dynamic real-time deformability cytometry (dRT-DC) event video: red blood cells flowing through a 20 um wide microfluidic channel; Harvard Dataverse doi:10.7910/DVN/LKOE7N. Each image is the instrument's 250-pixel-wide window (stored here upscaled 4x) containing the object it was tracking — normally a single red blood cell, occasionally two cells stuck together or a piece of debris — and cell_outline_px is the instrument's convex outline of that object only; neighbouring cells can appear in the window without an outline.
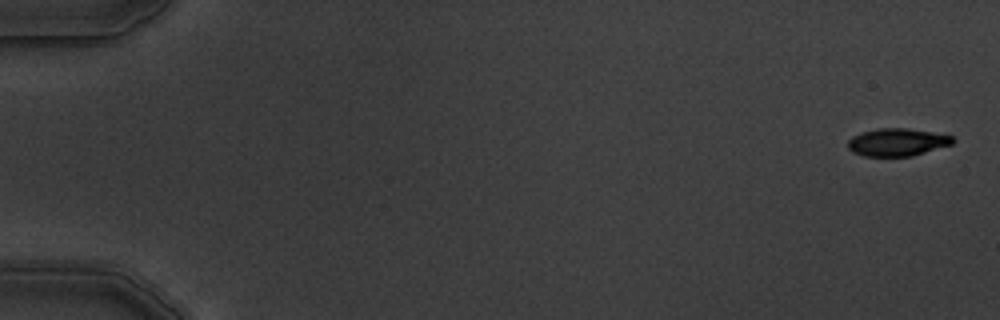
{"species": "common noctule bat (a hibernating species)", "species_latin": "Nyctalus noctula", "temperature_condition": "warm", "stored_images_in_passage": 7, "camera_frame_rate_fps": 3000, "um_per_image_px": 0.085, "animal": {"sex": "male", "body_mass_g": 19.5, "forearm_length_mm": 54.6}, "frame": {"image": 1, "passage_image": 1, "time_ms": 0.0, "image_size_px": [1000, 320], "cell_outline_px": [[956, 140], [952, 144], [912, 156], [864, 156], [852, 152], [848, 148], [848, 140], [852, 136], [860, 132], [876, 128], [908, 128], [952, 136]], "centroid_in_image_um": [76.23, 12.08], "position_along_channel_um": 8.8, "area_um2": 16.94}}
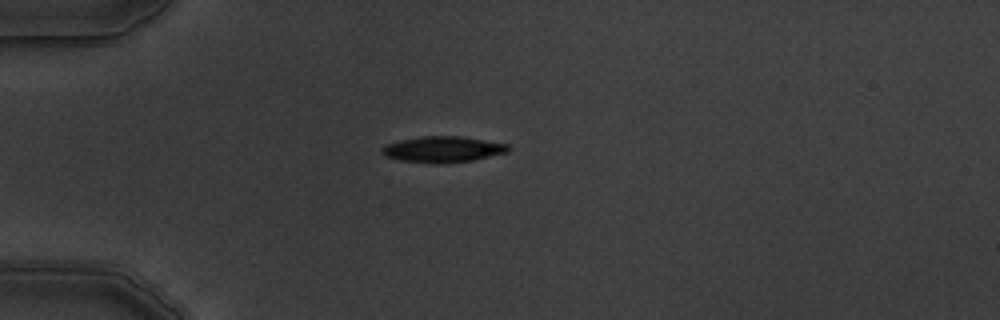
{"frame": {"image": 2, "passage_image": 5, "time_ms": 4.667, "image_size_px": [1000, 320], "cell_outline_px": [[512, 148], [508, 152], [472, 160], [444, 164], [428, 164], [400, 160], [388, 156], [380, 152], [380, 148], [388, 144], [400, 140], [424, 136], [456, 136], [508, 144]], "centroid_in_image_um": [37.64, 12.71], "position_along_channel_um": 47.4, "area_um2": 19.07}}